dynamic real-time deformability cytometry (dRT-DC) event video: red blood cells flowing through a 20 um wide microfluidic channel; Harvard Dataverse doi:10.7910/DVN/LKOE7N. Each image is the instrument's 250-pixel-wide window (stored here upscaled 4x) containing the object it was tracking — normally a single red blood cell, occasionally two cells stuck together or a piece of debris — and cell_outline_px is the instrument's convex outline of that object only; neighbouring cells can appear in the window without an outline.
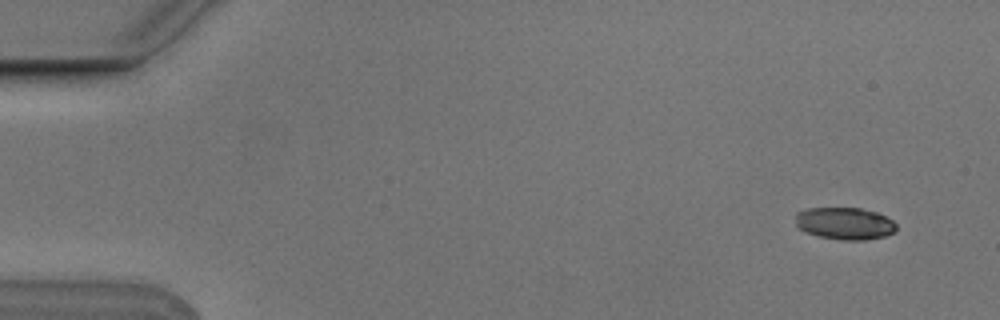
{"species": "Egyptian fruit bat (a non-hibernating species)", "species_latin": "Rousettus aegyptiacus", "temperature_condition": "cold", "stored_images_in_passage": 7, "camera_frame_rate_fps": 3000, "um_per_image_px": 0.085, "animal": {"sex": "male"}, "frame": {"image": 1, "passage_image": 1, "time_ms": 0.0, "image_size_px": [1000, 320], "cell_outline_px": [[896, 232], [884, 236], [864, 240], [840, 240], [820, 236], [804, 232], [796, 228], [796, 212], [804, 208], [860, 208], [876, 212], [892, 220], [896, 224]], "centroid_in_image_um": [71.77, 18.99], "position_along_channel_um": 13.2, "area_um2": 19.07}}
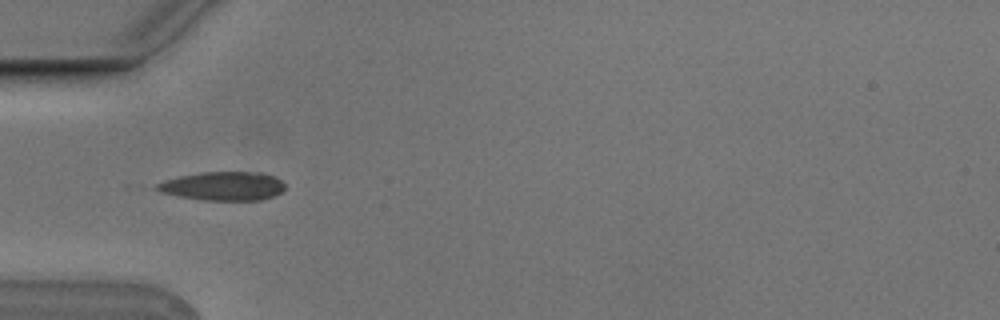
{"frame": {"image": 2, "passage_image": 5, "time_ms": 1.333, "image_size_px": [1000, 320], "cell_outline_px": [[284, 192], [276, 196], [260, 200], [204, 200], [180, 196], [160, 192], [156, 188], [156, 184], [164, 180], [180, 176], [200, 172], [264, 172], [280, 180], [284, 184]], "centroid_in_image_um": [19.0, 15.81], "position_along_channel_um": 66.0, "area_um2": 21.5}}
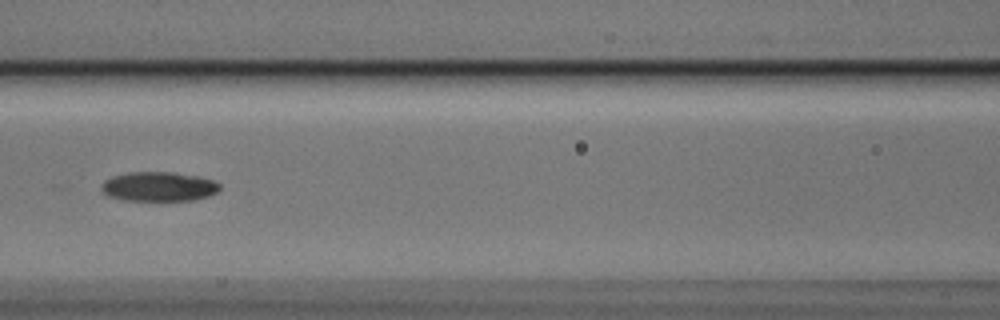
{"frame": {"image": 3, "passage_image": 7, "time_ms": 2.0, "image_size_px": [1000, 320], "cell_outline_px": [[220, 188], [216, 192], [208, 196], [196, 200], [124, 200], [108, 196], [100, 188], [100, 184], [104, 180], [112, 176], [128, 172], [172, 172], [196, 176], [212, 180], [220, 184]], "centroid_in_image_um": [13.46, 15.85], "position_along_channel_um": 153.1, "area_um2": 20.29}}